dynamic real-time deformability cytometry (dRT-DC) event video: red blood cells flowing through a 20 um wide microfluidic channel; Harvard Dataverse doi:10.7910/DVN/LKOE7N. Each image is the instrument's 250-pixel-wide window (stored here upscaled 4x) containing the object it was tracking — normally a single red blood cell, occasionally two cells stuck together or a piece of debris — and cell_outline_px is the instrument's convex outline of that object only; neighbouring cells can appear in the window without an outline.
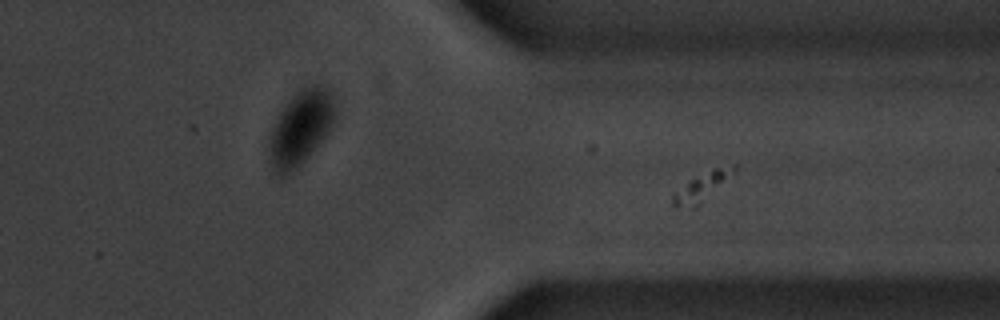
{"species": "common noctule bat (a hibernating species)", "species_latin": "Nyctalus noctula", "temperature_condition": "warm", "stored_images_in_passage": 42, "camera_frame_rate_fps": 3000, "um_per_image_px": 0.085, "animal": {"sex": "male", "body_mass_g": 20.1, "forearm_length_mm": 53.5}, "frame": {"image": 1, "passage_image": 34, "time_ms": 11.0, "image_size_px": [1000, 320], "cell_outline_px": [[336, 112], [332, 124], [328, 132], [312, 152], [288, 176], [280, 180], [276, 176], [272, 168], [268, 152], [268, 140], [272, 128], [280, 112], [292, 96], [304, 84], [320, 84], [332, 96], [336, 108]], "centroid_in_image_um": [25.51, 10.9], "position_along_channel_um": 385.9, "area_um2": 28.9}}
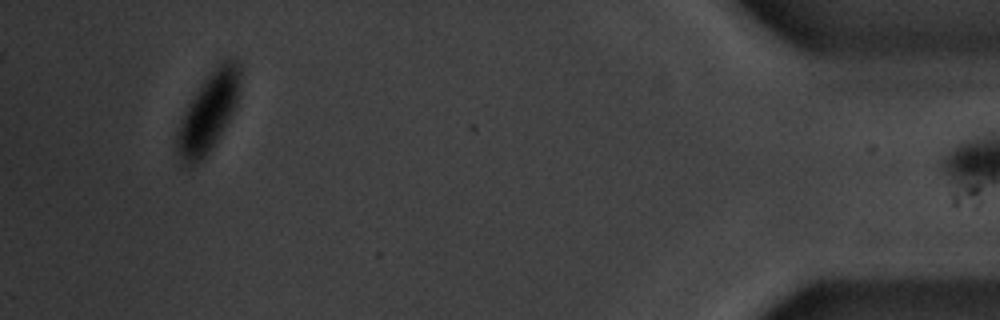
{"frame": {"image": 2, "passage_image": 41, "time_ms": 13.333, "image_size_px": [1000, 320], "cell_outline_px": [[240, 88], [232, 112], [224, 128], [208, 152], [192, 168], [184, 168], [180, 164], [176, 152], [176, 132], [180, 120], [188, 104], [204, 80], [216, 64], [228, 56], [232, 56], [236, 60], [240, 68]], "centroid_in_image_um": [17.67, 9.57], "position_along_channel_um": 417.5, "area_um2": 29.13}}